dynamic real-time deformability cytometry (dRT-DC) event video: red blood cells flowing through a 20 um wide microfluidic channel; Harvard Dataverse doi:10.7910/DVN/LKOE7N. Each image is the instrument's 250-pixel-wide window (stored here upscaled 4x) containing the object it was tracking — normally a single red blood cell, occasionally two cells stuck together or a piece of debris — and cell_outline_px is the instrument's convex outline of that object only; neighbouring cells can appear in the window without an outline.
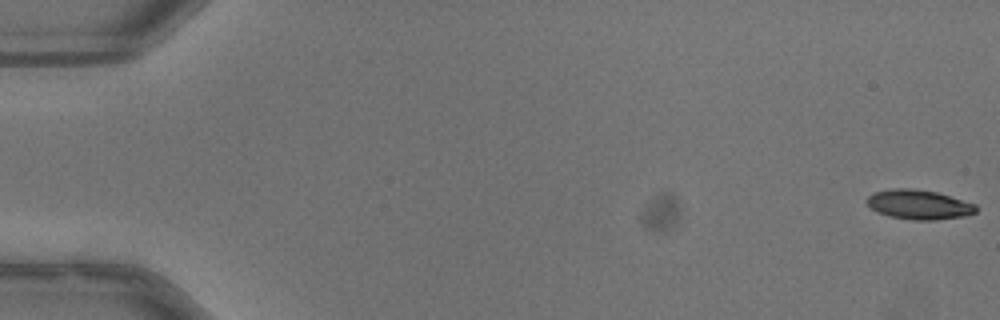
{"species": "common noctule bat (a hibernating species)", "species_latin": "Nyctalus noctula", "temperature_condition": "warm", "stored_images_in_passage": 53, "camera_frame_rate_fps": 3000, "um_per_image_px": 0.085, "animal": {"sex": "male", "body_mass_g": 13.3}, "frame": {"image": 1, "passage_image": 1, "time_ms": 0.0, "image_size_px": [1000, 320], "cell_outline_px": [[976, 212], [964, 216], [936, 220], [916, 220], [888, 216], [876, 212], [864, 200], [872, 192], [892, 188], [912, 188], [936, 192], [976, 204]], "centroid_in_image_um": [78.06, 17.38], "position_along_channel_um": 6.9, "area_um2": 18.84}}
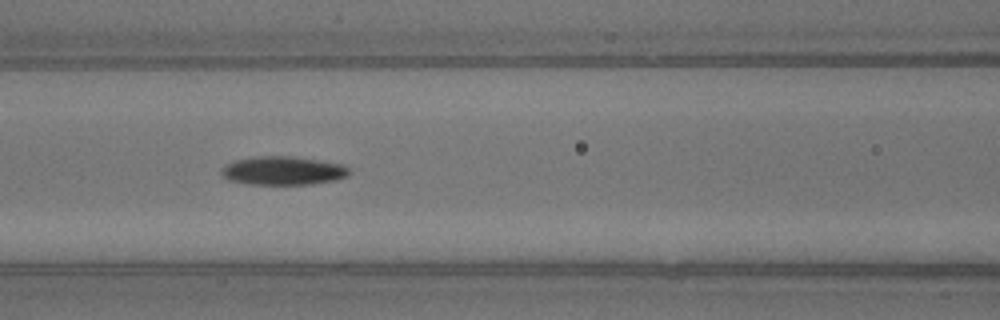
{"frame": {"image": 2, "passage_image": 24, "time_ms": 7.667, "image_size_px": [1000, 320], "cell_outline_px": [[352, 172], [348, 176], [336, 180], [312, 184], [244, 184], [228, 180], [220, 172], [220, 168], [224, 164], [236, 160], [260, 156], [292, 156], [344, 164]], "centroid_in_image_um": [24.06, 14.51], "position_along_channel_um": 142.5, "area_um2": 21.5}}
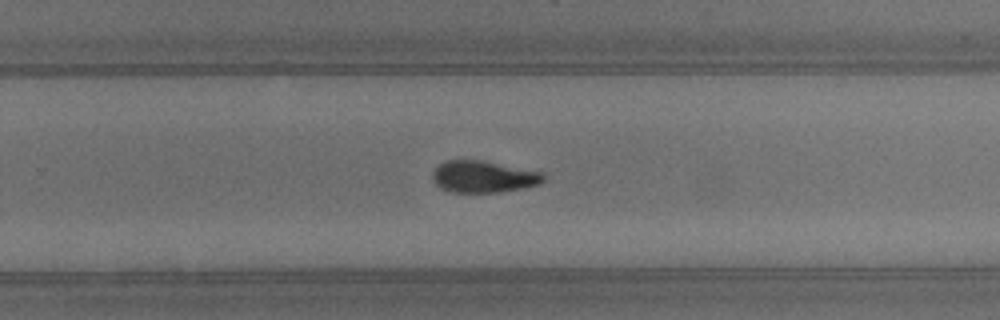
{"frame": {"image": 3, "passage_image": 35, "time_ms": 11.333, "image_size_px": [1000, 320], "cell_outline_px": [[544, 180], [540, 184], [524, 188], [500, 192], [452, 192], [440, 188], [432, 180], [432, 172], [440, 164], [448, 160], [484, 160], [544, 172]], "centroid_in_image_um": [41.12, 15.01], "position_along_channel_um": 288.7, "area_um2": 20.75}, "authors_computed_cell_mechanics": {"area_um2": 19.941, "velocity_mm_per_s": 4.008, "shape_relaxation_time_tau1_ms": 4.5401, "shape_relaxation_time_tau2_ms": 5.6437, "deformation_change_tau1": 0.1524, "deformation_change_tau2": 0.1276}}